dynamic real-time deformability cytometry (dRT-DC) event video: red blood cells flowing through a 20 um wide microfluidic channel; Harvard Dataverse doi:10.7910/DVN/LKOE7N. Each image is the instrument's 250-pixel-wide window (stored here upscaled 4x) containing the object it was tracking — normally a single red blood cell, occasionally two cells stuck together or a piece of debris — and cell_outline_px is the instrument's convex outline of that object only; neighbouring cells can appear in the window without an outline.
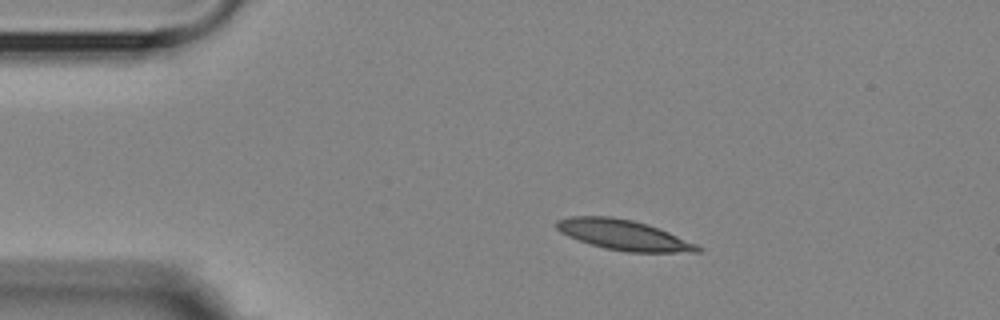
{"species": "Egyptian fruit bat (a non-hibernating species)", "species_latin": "Rousettus aegyptiacus", "temperature_condition": "room temperature", "stored_images_in_passage": 4, "camera_frame_rate_fps": 3000, "um_per_image_px": 0.085, "animal": {"sex": "female"}, "frame": {"image": 1, "passage_image": 2, "time_ms": 1.333, "image_size_px": [1000, 320], "cell_outline_px": [[704, 248], [700, 252], [628, 252], [604, 248], [568, 236], [560, 232], [556, 228], [556, 220], [572, 216], [608, 216], [632, 220], [648, 224], [668, 232], [696, 244]], "centroid_in_image_um": [53.0, 19.97], "position_along_channel_um": 32.0, "area_um2": 24.62}}
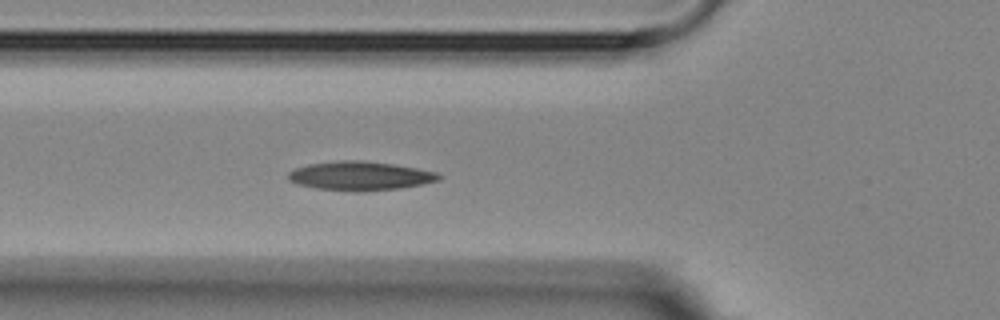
{"frame": {"image": 2, "passage_image": 4, "time_ms": 4.333, "image_size_px": [1000, 320], "cell_outline_px": [[444, 176], [440, 180], [424, 184], [400, 188], [360, 192], [352, 192], [316, 188], [296, 184], [288, 180], [288, 172], [296, 168], [308, 164], [340, 160], [360, 160], [392, 164], [416, 168], [436, 172]], "centroid_in_image_um": [30.61, 14.96], "position_along_channel_um": 95.2, "area_um2": 25.61}}